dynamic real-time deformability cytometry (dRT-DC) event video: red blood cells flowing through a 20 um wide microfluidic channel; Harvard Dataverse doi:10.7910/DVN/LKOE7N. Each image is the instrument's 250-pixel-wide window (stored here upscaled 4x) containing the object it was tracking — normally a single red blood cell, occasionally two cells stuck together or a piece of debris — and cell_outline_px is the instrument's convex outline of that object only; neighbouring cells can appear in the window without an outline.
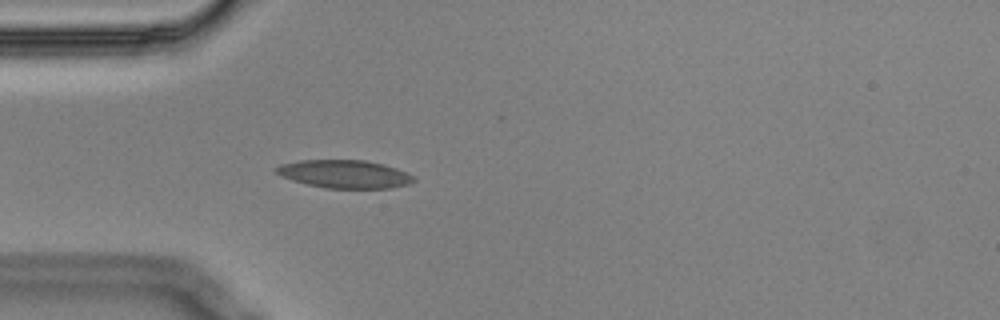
{"species": "Egyptian fruit bat (a non-hibernating species)", "species_latin": "Rousettus aegyptiacus", "temperature_condition": "cold", "stored_images_in_passage": 3, "camera_frame_rate_fps": 3000, "um_per_image_px": 0.085, "animal": {"sex": "male"}, "frame": {"image": 1, "passage_image": 3, "time_ms": 0.667, "image_size_px": [1000, 320], "cell_outline_px": [[416, 180], [408, 184], [392, 188], [324, 188], [292, 180], [276, 172], [276, 168], [280, 164], [300, 160], [364, 160], [384, 164], [396, 168], [416, 176]], "centroid_in_image_um": [29.34, 14.79], "position_along_channel_um": 55.7, "area_um2": 22.43}}